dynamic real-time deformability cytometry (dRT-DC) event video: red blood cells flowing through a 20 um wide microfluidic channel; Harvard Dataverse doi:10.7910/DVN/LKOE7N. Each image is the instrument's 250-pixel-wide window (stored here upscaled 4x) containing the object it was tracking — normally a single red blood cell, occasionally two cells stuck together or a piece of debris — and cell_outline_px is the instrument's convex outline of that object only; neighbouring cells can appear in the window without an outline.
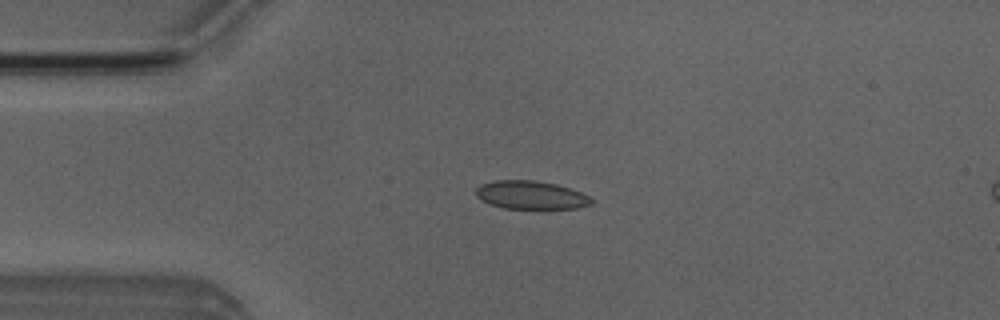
{"species": "Egyptian fruit bat (a non-hibernating species)", "species_latin": "Rousettus aegyptiacus", "temperature_condition": "room temperature", "stored_images_in_passage": 6, "camera_frame_rate_fps": 3000, "um_per_image_px": 0.085, "animal": {"sex": "male"}, "frame": {"image": 1, "passage_image": 4, "time_ms": 3.333, "image_size_px": [1000, 320], "cell_outline_px": [[592, 204], [576, 208], [544, 212], [504, 208], [488, 204], [480, 200], [476, 196], [476, 188], [480, 184], [492, 180], [536, 180], [556, 184], [580, 192], [588, 196], [592, 200]], "centroid_in_image_um": [45.11, 16.63], "position_along_channel_um": 39.9, "area_um2": 20.06}}